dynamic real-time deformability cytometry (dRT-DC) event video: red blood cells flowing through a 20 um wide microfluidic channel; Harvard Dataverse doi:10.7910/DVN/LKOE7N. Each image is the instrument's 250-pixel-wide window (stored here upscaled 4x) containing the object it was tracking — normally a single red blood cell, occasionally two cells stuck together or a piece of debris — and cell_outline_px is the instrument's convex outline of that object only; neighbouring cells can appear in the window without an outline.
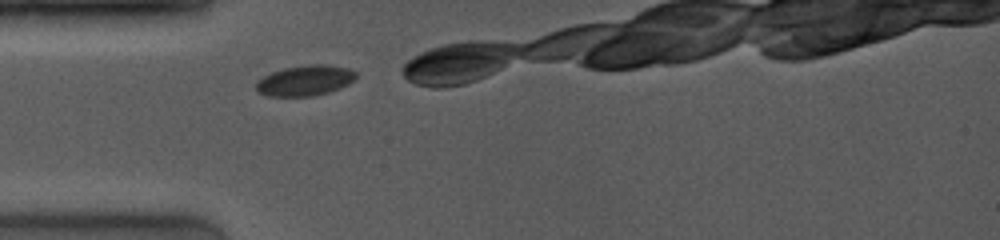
{"species": "common noctule bat (a hibernating species)", "species_latin": "Nyctalus noctula", "temperature_condition": "room temperature", "stored_images_in_passage": 4, "camera_frame_rate_fps": 4000, "um_per_image_px": 0.085, "animal": {"sex": "female", "body_mass_g": 19.0, "forearm_length_mm": 53.3}, "frame": {"image": 1, "passage_image": 1, "time_ms": 0.0, "image_size_px": [1000, 240], "cell_outline_px": [[356, 76], [348, 84], [340, 88], [328, 92], [312, 96], [268, 96], [256, 92], [256, 84], [264, 76], [272, 72], [284, 68], [312, 64], [324, 64], [348, 68], [356, 72]], "centroid_in_image_um": [25.92, 6.85], "position_along_channel_um": 59.1, "area_um2": 17.57}}